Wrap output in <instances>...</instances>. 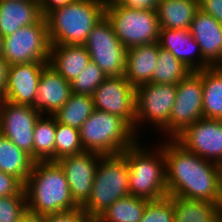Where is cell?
<instances>
[{"label": "cell", "instance_id": "obj_1", "mask_svg": "<svg viewBox=\"0 0 222 222\" xmlns=\"http://www.w3.org/2000/svg\"><path fill=\"white\" fill-rule=\"evenodd\" d=\"M164 141L160 143L168 196L211 201L222 207V167L186 150L175 139Z\"/></svg>", "mask_w": 222, "mask_h": 222}, {"label": "cell", "instance_id": "obj_2", "mask_svg": "<svg viewBox=\"0 0 222 222\" xmlns=\"http://www.w3.org/2000/svg\"><path fill=\"white\" fill-rule=\"evenodd\" d=\"M27 211L39 216L71 211L74 202L66 175L57 161H37L24 185Z\"/></svg>", "mask_w": 222, "mask_h": 222}, {"label": "cell", "instance_id": "obj_3", "mask_svg": "<svg viewBox=\"0 0 222 222\" xmlns=\"http://www.w3.org/2000/svg\"><path fill=\"white\" fill-rule=\"evenodd\" d=\"M107 0H75L45 18L51 45H84L93 27L105 16Z\"/></svg>", "mask_w": 222, "mask_h": 222}, {"label": "cell", "instance_id": "obj_4", "mask_svg": "<svg viewBox=\"0 0 222 222\" xmlns=\"http://www.w3.org/2000/svg\"><path fill=\"white\" fill-rule=\"evenodd\" d=\"M140 143L137 140L121 153L128 163L130 195L148 200L162 199L168 196L163 145L159 143L157 148L148 149Z\"/></svg>", "mask_w": 222, "mask_h": 222}, {"label": "cell", "instance_id": "obj_5", "mask_svg": "<svg viewBox=\"0 0 222 222\" xmlns=\"http://www.w3.org/2000/svg\"><path fill=\"white\" fill-rule=\"evenodd\" d=\"M84 151L105 155L121 154L139 138L119 116L94 109L79 129Z\"/></svg>", "mask_w": 222, "mask_h": 222}, {"label": "cell", "instance_id": "obj_6", "mask_svg": "<svg viewBox=\"0 0 222 222\" xmlns=\"http://www.w3.org/2000/svg\"><path fill=\"white\" fill-rule=\"evenodd\" d=\"M128 181V163L122 154L101 156L91 195L81 208L95 221L115 201L130 195Z\"/></svg>", "mask_w": 222, "mask_h": 222}, {"label": "cell", "instance_id": "obj_7", "mask_svg": "<svg viewBox=\"0 0 222 222\" xmlns=\"http://www.w3.org/2000/svg\"><path fill=\"white\" fill-rule=\"evenodd\" d=\"M105 16L126 49L158 42L160 27L156 10L127 8L107 0Z\"/></svg>", "mask_w": 222, "mask_h": 222}, {"label": "cell", "instance_id": "obj_8", "mask_svg": "<svg viewBox=\"0 0 222 222\" xmlns=\"http://www.w3.org/2000/svg\"><path fill=\"white\" fill-rule=\"evenodd\" d=\"M176 99L168 124L161 130L175 139L187 127L203 118L202 70L191 71L176 85Z\"/></svg>", "mask_w": 222, "mask_h": 222}, {"label": "cell", "instance_id": "obj_9", "mask_svg": "<svg viewBox=\"0 0 222 222\" xmlns=\"http://www.w3.org/2000/svg\"><path fill=\"white\" fill-rule=\"evenodd\" d=\"M51 43L46 18L21 27L4 37L2 57L9 66L32 62H48Z\"/></svg>", "mask_w": 222, "mask_h": 222}, {"label": "cell", "instance_id": "obj_10", "mask_svg": "<svg viewBox=\"0 0 222 222\" xmlns=\"http://www.w3.org/2000/svg\"><path fill=\"white\" fill-rule=\"evenodd\" d=\"M84 46L91 61L95 62L107 77L125 75L127 49L117 38L106 16L93 27Z\"/></svg>", "mask_w": 222, "mask_h": 222}, {"label": "cell", "instance_id": "obj_11", "mask_svg": "<svg viewBox=\"0 0 222 222\" xmlns=\"http://www.w3.org/2000/svg\"><path fill=\"white\" fill-rule=\"evenodd\" d=\"M176 91V85L173 84L147 83L136 87V136L138 138L144 123V125L147 122L153 124L152 126H155L159 132L168 124Z\"/></svg>", "mask_w": 222, "mask_h": 222}, {"label": "cell", "instance_id": "obj_12", "mask_svg": "<svg viewBox=\"0 0 222 222\" xmlns=\"http://www.w3.org/2000/svg\"><path fill=\"white\" fill-rule=\"evenodd\" d=\"M94 108L122 118L136 135V88L122 76L107 77L92 95Z\"/></svg>", "mask_w": 222, "mask_h": 222}, {"label": "cell", "instance_id": "obj_13", "mask_svg": "<svg viewBox=\"0 0 222 222\" xmlns=\"http://www.w3.org/2000/svg\"><path fill=\"white\" fill-rule=\"evenodd\" d=\"M42 114L32 106L0 100V134L34 160V126Z\"/></svg>", "mask_w": 222, "mask_h": 222}, {"label": "cell", "instance_id": "obj_14", "mask_svg": "<svg viewBox=\"0 0 222 222\" xmlns=\"http://www.w3.org/2000/svg\"><path fill=\"white\" fill-rule=\"evenodd\" d=\"M175 140L186 150L222 167V120L201 118Z\"/></svg>", "mask_w": 222, "mask_h": 222}, {"label": "cell", "instance_id": "obj_15", "mask_svg": "<svg viewBox=\"0 0 222 222\" xmlns=\"http://www.w3.org/2000/svg\"><path fill=\"white\" fill-rule=\"evenodd\" d=\"M101 156L84 151L57 161L65 172L71 196L79 207H82L91 195L95 171Z\"/></svg>", "mask_w": 222, "mask_h": 222}, {"label": "cell", "instance_id": "obj_16", "mask_svg": "<svg viewBox=\"0 0 222 222\" xmlns=\"http://www.w3.org/2000/svg\"><path fill=\"white\" fill-rule=\"evenodd\" d=\"M47 64L48 62H32L8 66L3 100L33 106L41 71Z\"/></svg>", "mask_w": 222, "mask_h": 222}, {"label": "cell", "instance_id": "obj_17", "mask_svg": "<svg viewBox=\"0 0 222 222\" xmlns=\"http://www.w3.org/2000/svg\"><path fill=\"white\" fill-rule=\"evenodd\" d=\"M71 94V82L47 64L41 71L37 96L32 107L42 115L52 116L62 108Z\"/></svg>", "mask_w": 222, "mask_h": 222}, {"label": "cell", "instance_id": "obj_18", "mask_svg": "<svg viewBox=\"0 0 222 222\" xmlns=\"http://www.w3.org/2000/svg\"><path fill=\"white\" fill-rule=\"evenodd\" d=\"M158 44L171 52L191 71L212 67L202 56L196 40L189 30L160 28Z\"/></svg>", "mask_w": 222, "mask_h": 222}, {"label": "cell", "instance_id": "obj_19", "mask_svg": "<svg viewBox=\"0 0 222 222\" xmlns=\"http://www.w3.org/2000/svg\"><path fill=\"white\" fill-rule=\"evenodd\" d=\"M189 32L199 45L203 58L212 66H222V25L212 16L198 10Z\"/></svg>", "mask_w": 222, "mask_h": 222}, {"label": "cell", "instance_id": "obj_20", "mask_svg": "<svg viewBox=\"0 0 222 222\" xmlns=\"http://www.w3.org/2000/svg\"><path fill=\"white\" fill-rule=\"evenodd\" d=\"M38 0L0 1V33L6 37L43 18Z\"/></svg>", "mask_w": 222, "mask_h": 222}, {"label": "cell", "instance_id": "obj_21", "mask_svg": "<svg viewBox=\"0 0 222 222\" xmlns=\"http://www.w3.org/2000/svg\"><path fill=\"white\" fill-rule=\"evenodd\" d=\"M158 54V42L127 49L124 76L135 88L151 82Z\"/></svg>", "mask_w": 222, "mask_h": 222}, {"label": "cell", "instance_id": "obj_22", "mask_svg": "<svg viewBox=\"0 0 222 222\" xmlns=\"http://www.w3.org/2000/svg\"><path fill=\"white\" fill-rule=\"evenodd\" d=\"M91 61L84 45H51L48 64L64 79L72 82Z\"/></svg>", "mask_w": 222, "mask_h": 222}, {"label": "cell", "instance_id": "obj_23", "mask_svg": "<svg viewBox=\"0 0 222 222\" xmlns=\"http://www.w3.org/2000/svg\"><path fill=\"white\" fill-rule=\"evenodd\" d=\"M174 202V222H220L222 207L218 203L170 196Z\"/></svg>", "mask_w": 222, "mask_h": 222}, {"label": "cell", "instance_id": "obj_24", "mask_svg": "<svg viewBox=\"0 0 222 222\" xmlns=\"http://www.w3.org/2000/svg\"><path fill=\"white\" fill-rule=\"evenodd\" d=\"M198 0H162L157 8L160 28L189 30Z\"/></svg>", "mask_w": 222, "mask_h": 222}, {"label": "cell", "instance_id": "obj_25", "mask_svg": "<svg viewBox=\"0 0 222 222\" xmlns=\"http://www.w3.org/2000/svg\"><path fill=\"white\" fill-rule=\"evenodd\" d=\"M35 161L11 140L0 134V171L17 178L23 185L31 174Z\"/></svg>", "mask_w": 222, "mask_h": 222}, {"label": "cell", "instance_id": "obj_26", "mask_svg": "<svg viewBox=\"0 0 222 222\" xmlns=\"http://www.w3.org/2000/svg\"><path fill=\"white\" fill-rule=\"evenodd\" d=\"M203 118L222 120V66L202 70Z\"/></svg>", "mask_w": 222, "mask_h": 222}, {"label": "cell", "instance_id": "obj_27", "mask_svg": "<svg viewBox=\"0 0 222 222\" xmlns=\"http://www.w3.org/2000/svg\"><path fill=\"white\" fill-rule=\"evenodd\" d=\"M150 200L128 195L111 204L96 222H140Z\"/></svg>", "mask_w": 222, "mask_h": 222}, {"label": "cell", "instance_id": "obj_28", "mask_svg": "<svg viewBox=\"0 0 222 222\" xmlns=\"http://www.w3.org/2000/svg\"><path fill=\"white\" fill-rule=\"evenodd\" d=\"M94 109L92 96L72 93L62 108L52 116L59 123L80 129Z\"/></svg>", "mask_w": 222, "mask_h": 222}, {"label": "cell", "instance_id": "obj_29", "mask_svg": "<svg viewBox=\"0 0 222 222\" xmlns=\"http://www.w3.org/2000/svg\"><path fill=\"white\" fill-rule=\"evenodd\" d=\"M56 119L41 115L34 126V161H55Z\"/></svg>", "mask_w": 222, "mask_h": 222}, {"label": "cell", "instance_id": "obj_30", "mask_svg": "<svg viewBox=\"0 0 222 222\" xmlns=\"http://www.w3.org/2000/svg\"><path fill=\"white\" fill-rule=\"evenodd\" d=\"M190 72L171 52L159 46L157 64L150 83L177 85Z\"/></svg>", "mask_w": 222, "mask_h": 222}, {"label": "cell", "instance_id": "obj_31", "mask_svg": "<svg viewBox=\"0 0 222 222\" xmlns=\"http://www.w3.org/2000/svg\"><path fill=\"white\" fill-rule=\"evenodd\" d=\"M84 152L79 129L56 121L55 130V161L65 156Z\"/></svg>", "mask_w": 222, "mask_h": 222}, {"label": "cell", "instance_id": "obj_32", "mask_svg": "<svg viewBox=\"0 0 222 222\" xmlns=\"http://www.w3.org/2000/svg\"><path fill=\"white\" fill-rule=\"evenodd\" d=\"M107 78L106 74L90 61L71 82L72 93L92 96L95 89Z\"/></svg>", "mask_w": 222, "mask_h": 222}, {"label": "cell", "instance_id": "obj_33", "mask_svg": "<svg viewBox=\"0 0 222 222\" xmlns=\"http://www.w3.org/2000/svg\"><path fill=\"white\" fill-rule=\"evenodd\" d=\"M140 222H174V202L170 196L150 200Z\"/></svg>", "mask_w": 222, "mask_h": 222}, {"label": "cell", "instance_id": "obj_34", "mask_svg": "<svg viewBox=\"0 0 222 222\" xmlns=\"http://www.w3.org/2000/svg\"><path fill=\"white\" fill-rule=\"evenodd\" d=\"M26 211L25 189L18 195L0 197V222H18Z\"/></svg>", "mask_w": 222, "mask_h": 222}, {"label": "cell", "instance_id": "obj_35", "mask_svg": "<svg viewBox=\"0 0 222 222\" xmlns=\"http://www.w3.org/2000/svg\"><path fill=\"white\" fill-rule=\"evenodd\" d=\"M41 222H92V220L81 207H78L71 211L41 216Z\"/></svg>", "mask_w": 222, "mask_h": 222}, {"label": "cell", "instance_id": "obj_36", "mask_svg": "<svg viewBox=\"0 0 222 222\" xmlns=\"http://www.w3.org/2000/svg\"><path fill=\"white\" fill-rule=\"evenodd\" d=\"M24 185L14 176L0 171V197L18 195Z\"/></svg>", "mask_w": 222, "mask_h": 222}, {"label": "cell", "instance_id": "obj_37", "mask_svg": "<svg viewBox=\"0 0 222 222\" xmlns=\"http://www.w3.org/2000/svg\"><path fill=\"white\" fill-rule=\"evenodd\" d=\"M199 10L212 15L222 25V0H198Z\"/></svg>", "mask_w": 222, "mask_h": 222}, {"label": "cell", "instance_id": "obj_38", "mask_svg": "<svg viewBox=\"0 0 222 222\" xmlns=\"http://www.w3.org/2000/svg\"><path fill=\"white\" fill-rule=\"evenodd\" d=\"M117 5L132 9L157 10L162 0H113Z\"/></svg>", "mask_w": 222, "mask_h": 222}, {"label": "cell", "instance_id": "obj_39", "mask_svg": "<svg viewBox=\"0 0 222 222\" xmlns=\"http://www.w3.org/2000/svg\"><path fill=\"white\" fill-rule=\"evenodd\" d=\"M75 0H38L41 12L45 17L49 12L58 7H62Z\"/></svg>", "mask_w": 222, "mask_h": 222}, {"label": "cell", "instance_id": "obj_40", "mask_svg": "<svg viewBox=\"0 0 222 222\" xmlns=\"http://www.w3.org/2000/svg\"><path fill=\"white\" fill-rule=\"evenodd\" d=\"M8 64L6 60L0 56V100L4 99V92L7 84Z\"/></svg>", "mask_w": 222, "mask_h": 222}, {"label": "cell", "instance_id": "obj_41", "mask_svg": "<svg viewBox=\"0 0 222 222\" xmlns=\"http://www.w3.org/2000/svg\"><path fill=\"white\" fill-rule=\"evenodd\" d=\"M18 222H41V216L26 211L25 214L19 219Z\"/></svg>", "mask_w": 222, "mask_h": 222}, {"label": "cell", "instance_id": "obj_42", "mask_svg": "<svg viewBox=\"0 0 222 222\" xmlns=\"http://www.w3.org/2000/svg\"><path fill=\"white\" fill-rule=\"evenodd\" d=\"M3 46H4V37L0 33V56H2V53H3Z\"/></svg>", "mask_w": 222, "mask_h": 222}]
</instances>
